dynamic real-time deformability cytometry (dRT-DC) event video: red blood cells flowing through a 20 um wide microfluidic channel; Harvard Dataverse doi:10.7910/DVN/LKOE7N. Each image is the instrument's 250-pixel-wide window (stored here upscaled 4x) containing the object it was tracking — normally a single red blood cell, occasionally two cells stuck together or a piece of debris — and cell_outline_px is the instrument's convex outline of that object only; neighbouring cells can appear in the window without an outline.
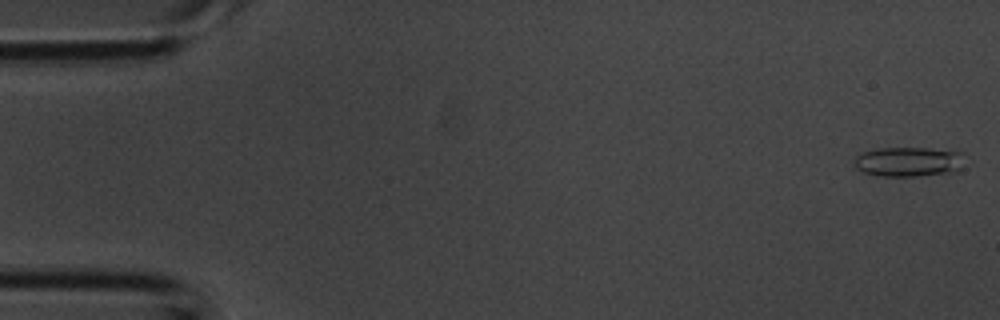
{"species": "common noctule bat (a hibernating species)", "species_latin": "Nyctalus noctula", "temperature_condition": "room temperature", "stored_images_in_passage": 4, "camera_frame_rate_fps": 3000, "um_per_image_px": 0.085, "animal": {"sex": "male", "body_mass_g": 20.1, "forearm_length_mm": 53.5}, "frame": {"image": 1, "passage_image": 1, "time_ms": 0.0, "image_size_px": [1000, 320], "cell_outline_px": [[964, 168], [960, 172], [916, 176], [880, 176], [864, 172], [856, 168], [852, 164], [856, 156], [860, 152], [880, 148], [928, 148], [964, 152]], "centroid_in_image_um": [77.29, 13.75], "position_along_channel_um": 7.7, "area_um2": 19.65}}
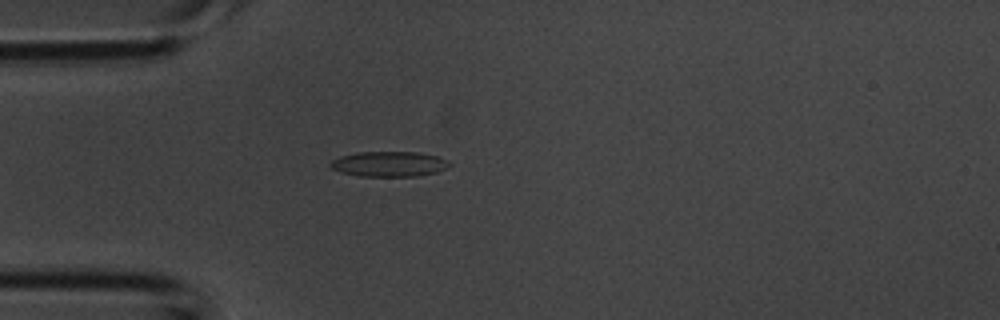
{"frame": {"image": 2, "passage_image": 4, "time_ms": 1.0, "image_size_px": [1000, 320], "cell_outline_px": [[452, 164], [436, 172], [416, 176], [360, 176], [340, 172], [332, 168], [328, 164], [332, 160], [340, 156], [356, 152], [416, 152], [436, 156], [448, 160]], "centroid_in_image_um": [33.04, 13.93], "position_along_channel_um": 52.0, "area_um2": 17.4}}